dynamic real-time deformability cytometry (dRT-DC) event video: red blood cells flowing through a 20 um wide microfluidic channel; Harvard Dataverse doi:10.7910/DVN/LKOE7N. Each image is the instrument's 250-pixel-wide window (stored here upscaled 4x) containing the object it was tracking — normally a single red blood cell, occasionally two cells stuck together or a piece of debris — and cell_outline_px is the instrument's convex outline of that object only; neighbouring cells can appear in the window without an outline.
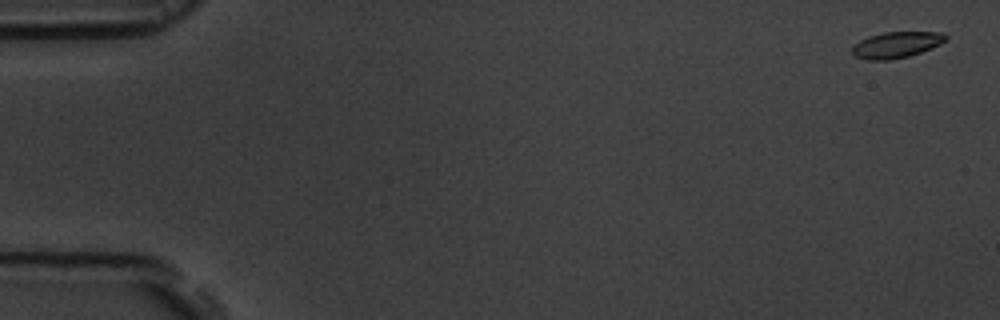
{"species": "common noctule bat (a hibernating species)", "species_latin": "Nyctalus noctula", "temperature_condition": "room temperature", "stored_images_in_passage": 17, "camera_frame_rate_fps": 3000, "um_per_image_px": 0.085, "animal": {"sex": "male", "body_mass_g": 19.5, "forearm_length_mm": 54.6}, "frame": {"image": 1, "passage_image": 1, "time_ms": 0.0, "image_size_px": [1000, 320], "cell_outline_px": [[948, 40], [940, 44], [920, 52], [908, 56], [888, 60], [868, 60], [856, 56], [852, 52], [852, 48], [860, 40], [868, 36], [884, 32], [944, 32], [948, 36]], "centroid_in_image_um": [76.22, 3.79], "position_along_channel_um": 8.8, "area_um2": 14.16}}
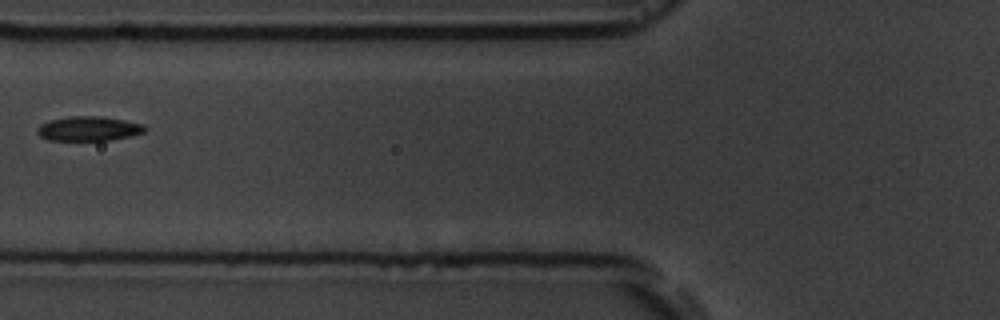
{"frame": {"image": 2, "passage_image": 7, "time_ms": 7.0, "image_size_px": [1000, 320], "cell_outline_px": [[148, 128], [144, 132], [132, 136], [112, 140], [48, 140], [40, 136], [36, 132], [36, 128], [40, 124], [48, 120], [68, 116], [100, 116], [124, 120], [144, 124]], "centroid_in_image_um": [7.53, 10.93], "position_along_channel_um": 118.3, "area_um2": 15.61}}
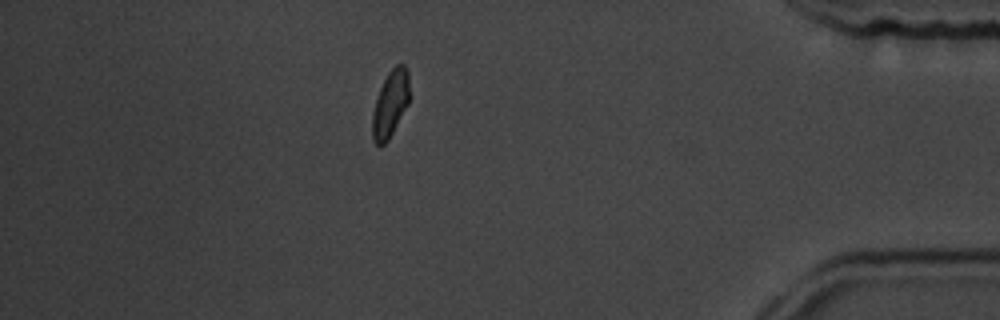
{"frame": {"image": 3, "passage_image": 15, "time_ms": 16.0, "image_size_px": [1000, 320], "cell_outline_px": [[412, 96], [408, 104], [388, 140], [380, 148], [372, 140], [372, 112], [380, 88], [388, 72], [396, 64], [404, 64], [408, 72]], "centroid_in_image_um": [33.2, 8.82], "position_along_channel_um": 402.0, "area_um2": 14.74}, "authors_computed_cell_mechanics": {"area_um2": 14.739, "velocity_mm_per_s": 3.6101, "shape_relaxation_time_tau1_ms": 1.3469, "shape_relaxation_time_tau2_ms": 3.3973, "deformation_change_tau1": 0.0677, "deformation_change_tau2": 0.0609}}